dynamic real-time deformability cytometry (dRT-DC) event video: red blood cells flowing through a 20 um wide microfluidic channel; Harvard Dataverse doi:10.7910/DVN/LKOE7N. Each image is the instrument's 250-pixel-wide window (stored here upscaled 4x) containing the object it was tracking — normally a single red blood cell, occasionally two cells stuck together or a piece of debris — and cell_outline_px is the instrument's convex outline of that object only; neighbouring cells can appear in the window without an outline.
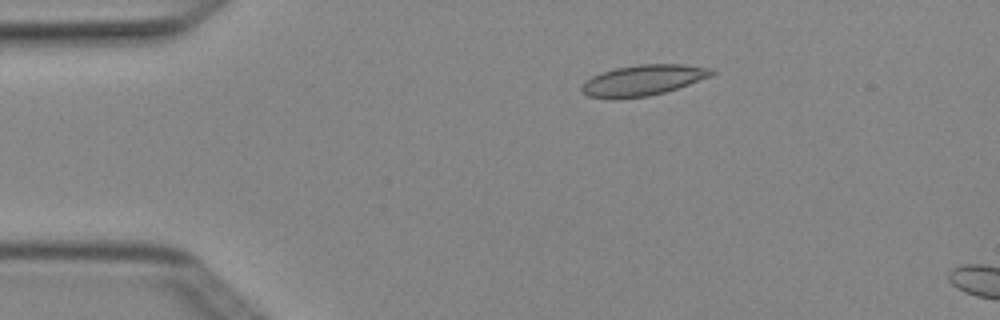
{"species": "Egyptian fruit bat (a non-hibernating species)", "species_latin": "Rousettus aegyptiacus", "temperature_condition": "cold", "stored_images_in_passage": 5, "camera_frame_rate_fps": 3000, "um_per_image_px": 0.085, "animal": {"sex": "female"}, "frame": {"image": 1, "passage_image": 3, "time_ms": 0.667, "image_size_px": [1000, 320], "cell_outline_px": [[716, 72], [712, 76], [664, 92], [648, 96], [588, 96], [580, 92], [580, 88], [584, 80], [592, 76], [616, 68], [640, 64], [684, 64], [712, 68]], "centroid_in_image_um": [54.7, 6.78], "position_along_channel_um": 30.3, "area_um2": 22.6}}